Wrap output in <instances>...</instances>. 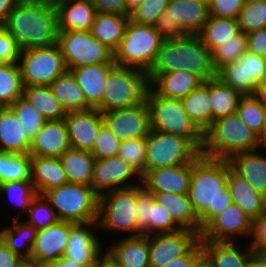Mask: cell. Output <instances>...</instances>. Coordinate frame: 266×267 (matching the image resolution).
Masks as SVG:
<instances>
[{"mask_svg": "<svg viewBox=\"0 0 266 267\" xmlns=\"http://www.w3.org/2000/svg\"><path fill=\"white\" fill-rule=\"evenodd\" d=\"M149 87L147 72L116 65L107 76L102 98V113L143 103Z\"/></svg>", "mask_w": 266, "mask_h": 267, "instance_id": "8", "label": "cell"}, {"mask_svg": "<svg viewBox=\"0 0 266 267\" xmlns=\"http://www.w3.org/2000/svg\"><path fill=\"white\" fill-rule=\"evenodd\" d=\"M3 28L20 50L53 46L59 32L56 6L45 0H20Z\"/></svg>", "mask_w": 266, "mask_h": 267, "instance_id": "2", "label": "cell"}, {"mask_svg": "<svg viewBox=\"0 0 266 267\" xmlns=\"http://www.w3.org/2000/svg\"><path fill=\"white\" fill-rule=\"evenodd\" d=\"M247 36L243 31L233 36L225 44L216 47L212 52V65L217 71L223 65L236 61L247 51Z\"/></svg>", "mask_w": 266, "mask_h": 267, "instance_id": "48", "label": "cell"}, {"mask_svg": "<svg viewBox=\"0 0 266 267\" xmlns=\"http://www.w3.org/2000/svg\"><path fill=\"white\" fill-rule=\"evenodd\" d=\"M228 188L230 189L233 203L239 206L244 214L255 220L266 207V197L257 192L241 175L232 167L228 160Z\"/></svg>", "mask_w": 266, "mask_h": 267, "instance_id": "27", "label": "cell"}, {"mask_svg": "<svg viewBox=\"0 0 266 267\" xmlns=\"http://www.w3.org/2000/svg\"><path fill=\"white\" fill-rule=\"evenodd\" d=\"M48 267H94V266H88V265H80L77 262L62 256L56 261H52L47 264Z\"/></svg>", "mask_w": 266, "mask_h": 267, "instance_id": "62", "label": "cell"}, {"mask_svg": "<svg viewBox=\"0 0 266 267\" xmlns=\"http://www.w3.org/2000/svg\"><path fill=\"white\" fill-rule=\"evenodd\" d=\"M10 226L0 229V237L8 248L25 261H30L32 246L34 244L37 230L25 221H20L18 215L11 220Z\"/></svg>", "mask_w": 266, "mask_h": 267, "instance_id": "37", "label": "cell"}, {"mask_svg": "<svg viewBox=\"0 0 266 267\" xmlns=\"http://www.w3.org/2000/svg\"><path fill=\"white\" fill-rule=\"evenodd\" d=\"M23 88L18 62L0 64V107L10 106L22 97Z\"/></svg>", "mask_w": 266, "mask_h": 267, "instance_id": "43", "label": "cell"}, {"mask_svg": "<svg viewBox=\"0 0 266 267\" xmlns=\"http://www.w3.org/2000/svg\"><path fill=\"white\" fill-rule=\"evenodd\" d=\"M136 215L138 236L169 233L181 229L171 218L167 209L157 203L153 194L142 184L137 185Z\"/></svg>", "mask_w": 266, "mask_h": 267, "instance_id": "18", "label": "cell"}, {"mask_svg": "<svg viewBox=\"0 0 266 267\" xmlns=\"http://www.w3.org/2000/svg\"><path fill=\"white\" fill-rule=\"evenodd\" d=\"M71 221H58L37 232L30 261L48 264L64 256L70 238Z\"/></svg>", "mask_w": 266, "mask_h": 267, "instance_id": "21", "label": "cell"}, {"mask_svg": "<svg viewBox=\"0 0 266 267\" xmlns=\"http://www.w3.org/2000/svg\"><path fill=\"white\" fill-rule=\"evenodd\" d=\"M249 246L254 253L266 249V207L264 211L252 221Z\"/></svg>", "mask_w": 266, "mask_h": 267, "instance_id": "56", "label": "cell"}, {"mask_svg": "<svg viewBox=\"0 0 266 267\" xmlns=\"http://www.w3.org/2000/svg\"><path fill=\"white\" fill-rule=\"evenodd\" d=\"M102 115L106 126L120 141L146 138L151 132L146 101L136 106L106 111Z\"/></svg>", "mask_w": 266, "mask_h": 267, "instance_id": "17", "label": "cell"}, {"mask_svg": "<svg viewBox=\"0 0 266 267\" xmlns=\"http://www.w3.org/2000/svg\"><path fill=\"white\" fill-rule=\"evenodd\" d=\"M20 0H0V27L6 23L8 15L17 6Z\"/></svg>", "mask_w": 266, "mask_h": 267, "instance_id": "61", "label": "cell"}, {"mask_svg": "<svg viewBox=\"0 0 266 267\" xmlns=\"http://www.w3.org/2000/svg\"><path fill=\"white\" fill-rule=\"evenodd\" d=\"M238 19L209 16L198 34L211 52L240 32Z\"/></svg>", "mask_w": 266, "mask_h": 267, "instance_id": "42", "label": "cell"}, {"mask_svg": "<svg viewBox=\"0 0 266 267\" xmlns=\"http://www.w3.org/2000/svg\"><path fill=\"white\" fill-rule=\"evenodd\" d=\"M258 139H259L261 149H263L262 147H264V149H265L266 148V110H265V115L263 118V125L261 128V132L258 135Z\"/></svg>", "mask_w": 266, "mask_h": 267, "instance_id": "65", "label": "cell"}, {"mask_svg": "<svg viewBox=\"0 0 266 267\" xmlns=\"http://www.w3.org/2000/svg\"><path fill=\"white\" fill-rule=\"evenodd\" d=\"M186 70L199 76L204 82L216 77L211 51L199 35H186L181 39L163 41L156 60L148 72L151 82L159 73Z\"/></svg>", "mask_w": 266, "mask_h": 267, "instance_id": "3", "label": "cell"}, {"mask_svg": "<svg viewBox=\"0 0 266 267\" xmlns=\"http://www.w3.org/2000/svg\"><path fill=\"white\" fill-rule=\"evenodd\" d=\"M20 48L12 35L0 27V64L18 62Z\"/></svg>", "mask_w": 266, "mask_h": 267, "instance_id": "55", "label": "cell"}, {"mask_svg": "<svg viewBox=\"0 0 266 267\" xmlns=\"http://www.w3.org/2000/svg\"><path fill=\"white\" fill-rule=\"evenodd\" d=\"M169 0H144L143 3L130 13L133 22L154 26L159 17L166 11Z\"/></svg>", "mask_w": 266, "mask_h": 267, "instance_id": "52", "label": "cell"}, {"mask_svg": "<svg viewBox=\"0 0 266 267\" xmlns=\"http://www.w3.org/2000/svg\"><path fill=\"white\" fill-rule=\"evenodd\" d=\"M255 254L261 259V261L266 267V249L256 251Z\"/></svg>", "mask_w": 266, "mask_h": 267, "instance_id": "69", "label": "cell"}, {"mask_svg": "<svg viewBox=\"0 0 266 267\" xmlns=\"http://www.w3.org/2000/svg\"><path fill=\"white\" fill-rule=\"evenodd\" d=\"M136 205L137 186L103 193L99 196L98 229L138 236Z\"/></svg>", "mask_w": 266, "mask_h": 267, "instance_id": "9", "label": "cell"}, {"mask_svg": "<svg viewBox=\"0 0 266 267\" xmlns=\"http://www.w3.org/2000/svg\"><path fill=\"white\" fill-rule=\"evenodd\" d=\"M201 152L186 138L153 131L146 137V167L148 171L168 166L192 163Z\"/></svg>", "mask_w": 266, "mask_h": 267, "instance_id": "11", "label": "cell"}, {"mask_svg": "<svg viewBox=\"0 0 266 267\" xmlns=\"http://www.w3.org/2000/svg\"><path fill=\"white\" fill-rule=\"evenodd\" d=\"M49 87L66 113L91 108L71 71L66 70Z\"/></svg>", "mask_w": 266, "mask_h": 267, "instance_id": "39", "label": "cell"}, {"mask_svg": "<svg viewBox=\"0 0 266 267\" xmlns=\"http://www.w3.org/2000/svg\"><path fill=\"white\" fill-rule=\"evenodd\" d=\"M210 96L212 105V123L218 118L236 113L244 95L224 84L220 79H210Z\"/></svg>", "mask_w": 266, "mask_h": 267, "instance_id": "41", "label": "cell"}, {"mask_svg": "<svg viewBox=\"0 0 266 267\" xmlns=\"http://www.w3.org/2000/svg\"><path fill=\"white\" fill-rule=\"evenodd\" d=\"M22 97L44 117L46 121L64 119L66 111L49 86H25Z\"/></svg>", "mask_w": 266, "mask_h": 267, "instance_id": "40", "label": "cell"}, {"mask_svg": "<svg viewBox=\"0 0 266 267\" xmlns=\"http://www.w3.org/2000/svg\"><path fill=\"white\" fill-rule=\"evenodd\" d=\"M191 181V163L148 171L142 185L149 192L187 194Z\"/></svg>", "mask_w": 266, "mask_h": 267, "instance_id": "23", "label": "cell"}, {"mask_svg": "<svg viewBox=\"0 0 266 267\" xmlns=\"http://www.w3.org/2000/svg\"><path fill=\"white\" fill-rule=\"evenodd\" d=\"M155 201L164 206L172 220L181 228L200 233L199 217L196 215L189 195L167 192H151Z\"/></svg>", "mask_w": 266, "mask_h": 267, "instance_id": "34", "label": "cell"}, {"mask_svg": "<svg viewBox=\"0 0 266 267\" xmlns=\"http://www.w3.org/2000/svg\"><path fill=\"white\" fill-rule=\"evenodd\" d=\"M60 160L69 182L91 186L95 157L90 151L70 148Z\"/></svg>", "mask_w": 266, "mask_h": 267, "instance_id": "38", "label": "cell"}, {"mask_svg": "<svg viewBox=\"0 0 266 267\" xmlns=\"http://www.w3.org/2000/svg\"><path fill=\"white\" fill-rule=\"evenodd\" d=\"M251 229L250 218L239 206L232 203L202 229L200 240L235 241V239L239 240L238 237L250 238Z\"/></svg>", "mask_w": 266, "mask_h": 267, "instance_id": "19", "label": "cell"}, {"mask_svg": "<svg viewBox=\"0 0 266 267\" xmlns=\"http://www.w3.org/2000/svg\"><path fill=\"white\" fill-rule=\"evenodd\" d=\"M265 110L266 107L264 106L262 99L257 94L244 95L239 102L237 113L244 124L259 135L263 125Z\"/></svg>", "mask_w": 266, "mask_h": 267, "instance_id": "49", "label": "cell"}, {"mask_svg": "<svg viewBox=\"0 0 266 267\" xmlns=\"http://www.w3.org/2000/svg\"><path fill=\"white\" fill-rule=\"evenodd\" d=\"M18 64L25 86H50L67 69L57 44L21 50Z\"/></svg>", "mask_w": 266, "mask_h": 267, "instance_id": "13", "label": "cell"}, {"mask_svg": "<svg viewBox=\"0 0 266 267\" xmlns=\"http://www.w3.org/2000/svg\"><path fill=\"white\" fill-rule=\"evenodd\" d=\"M203 83L204 81L199 76L183 70L174 73H159L150 82V87L160 96L182 99Z\"/></svg>", "mask_w": 266, "mask_h": 267, "instance_id": "31", "label": "cell"}, {"mask_svg": "<svg viewBox=\"0 0 266 267\" xmlns=\"http://www.w3.org/2000/svg\"><path fill=\"white\" fill-rule=\"evenodd\" d=\"M246 36L247 50L260 55L266 60V28L249 32Z\"/></svg>", "mask_w": 266, "mask_h": 267, "instance_id": "57", "label": "cell"}, {"mask_svg": "<svg viewBox=\"0 0 266 267\" xmlns=\"http://www.w3.org/2000/svg\"><path fill=\"white\" fill-rule=\"evenodd\" d=\"M261 149L258 135L249 129L239 114L233 113L215 120L204 133L201 155L230 160L238 153Z\"/></svg>", "mask_w": 266, "mask_h": 267, "instance_id": "4", "label": "cell"}, {"mask_svg": "<svg viewBox=\"0 0 266 267\" xmlns=\"http://www.w3.org/2000/svg\"><path fill=\"white\" fill-rule=\"evenodd\" d=\"M25 215H27V220L24 219V221L32 225L37 231L60 221L50 201L41 194L35 196Z\"/></svg>", "mask_w": 266, "mask_h": 267, "instance_id": "47", "label": "cell"}, {"mask_svg": "<svg viewBox=\"0 0 266 267\" xmlns=\"http://www.w3.org/2000/svg\"><path fill=\"white\" fill-rule=\"evenodd\" d=\"M71 148L64 119L45 121L31 142L29 154L39 157L60 158Z\"/></svg>", "mask_w": 266, "mask_h": 267, "instance_id": "24", "label": "cell"}, {"mask_svg": "<svg viewBox=\"0 0 266 267\" xmlns=\"http://www.w3.org/2000/svg\"><path fill=\"white\" fill-rule=\"evenodd\" d=\"M259 150L238 153L229 162L239 175L266 197V155Z\"/></svg>", "mask_w": 266, "mask_h": 267, "instance_id": "30", "label": "cell"}, {"mask_svg": "<svg viewBox=\"0 0 266 267\" xmlns=\"http://www.w3.org/2000/svg\"><path fill=\"white\" fill-rule=\"evenodd\" d=\"M31 142L26 138L22 123L9 107H0V151L28 154Z\"/></svg>", "mask_w": 266, "mask_h": 267, "instance_id": "33", "label": "cell"}, {"mask_svg": "<svg viewBox=\"0 0 266 267\" xmlns=\"http://www.w3.org/2000/svg\"><path fill=\"white\" fill-rule=\"evenodd\" d=\"M257 95L262 99L263 104L266 107V83L260 86Z\"/></svg>", "mask_w": 266, "mask_h": 267, "instance_id": "68", "label": "cell"}, {"mask_svg": "<svg viewBox=\"0 0 266 267\" xmlns=\"http://www.w3.org/2000/svg\"><path fill=\"white\" fill-rule=\"evenodd\" d=\"M58 31H90L97 13L90 0H67L56 6Z\"/></svg>", "mask_w": 266, "mask_h": 267, "instance_id": "29", "label": "cell"}, {"mask_svg": "<svg viewBox=\"0 0 266 267\" xmlns=\"http://www.w3.org/2000/svg\"><path fill=\"white\" fill-rule=\"evenodd\" d=\"M190 267H214L209 256L202 251L192 262Z\"/></svg>", "mask_w": 266, "mask_h": 267, "instance_id": "63", "label": "cell"}, {"mask_svg": "<svg viewBox=\"0 0 266 267\" xmlns=\"http://www.w3.org/2000/svg\"><path fill=\"white\" fill-rule=\"evenodd\" d=\"M188 195L199 217L201 233L214 217L233 203L228 188V160L209 158L200 154L191 163Z\"/></svg>", "mask_w": 266, "mask_h": 267, "instance_id": "1", "label": "cell"}, {"mask_svg": "<svg viewBox=\"0 0 266 267\" xmlns=\"http://www.w3.org/2000/svg\"><path fill=\"white\" fill-rule=\"evenodd\" d=\"M200 241L202 250L209 256L214 267H245L247 261L255 254L249 244L244 249V246L238 247L240 244L234 241Z\"/></svg>", "mask_w": 266, "mask_h": 267, "instance_id": "32", "label": "cell"}, {"mask_svg": "<svg viewBox=\"0 0 266 267\" xmlns=\"http://www.w3.org/2000/svg\"><path fill=\"white\" fill-rule=\"evenodd\" d=\"M30 172L34 188L41 195L69 182L60 158L30 155Z\"/></svg>", "mask_w": 266, "mask_h": 267, "instance_id": "28", "label": "cell"}, {"mask_svg": "<svg viewBox=\"0 0 266 267\" xmlns=\"http://www.w3.org/2000/svg\"><path fill=\"white\" fill-rule=\"evenodd\" d=\"M180 100L190 119L205 133L212 124L210 79Z\"/></svg>", "mask_w": 266, "mask_h": 267, "instance_id": "35", "label": "cell"}, {"mask_svg": "<svg viewBox=\"0 0 266 267\" xmlns=\"http://www.w3.org/2000/svg\"><path fill=\"white\" fill-rule=\"evenodd\" d=\"M163 40L152 25L133 22L129 19L124 37L114 51L117 66L132 67L149 72Z\"/></svg>", "mask_w": 266, "mask_h": 267, "instance_id": "6", "label": "cell"}, {"mask_svg": "<svg viewBox=\"0 0 266 267\" xmlns=\"http://www.w3.org/2000/svg\"><path fill=\"white\" fill-rule=\"evenodd\" d=\"M104 253L119 267H150L147 235L115 239Z\"/></svg>", "mask_w": 266, "mask_h": 267, "instance_id": "25", "label": "cell"}, {"mask_svg": "<svg viewBox=\"0 0 266 267\" xmlns=\"http://www.w3.org/2000/svg\"><path fill=\"white\" fill-rule=\"evenodd\" d=\"M94 267H119V266L105 253H103L96 261Z\"/></svg>", "mask_w": 266, "mask_h": 267, "instance_id": "64", "label": "cell"}, {"mask_svg": "<svg viewBox=\"0 0 266 267\" xmlns=\"http://www.w3.org/2000/svg\"><path fill=\"white\" fill-rule=\"evenodd\" d=\"M97 230H99L97 222L75 223L71 227L64 256L80 265L95 266L98 258L104 253L103 240L95 234Z\"/></svg>", "mask_w": 266, "mask_h": 267, "instance_id": "20", "label": "cell"}, {"mask_svg": "<svg viewBox=\"0 0 266 267\" xmlns=\"http://www.w3.org/2000/svg\"><path fill=\"white\" fill-rule=\"evenodd\" d=\"M97 12L127 16L126 0H90Z\"/></svg>", "mask_w": 266, "mask_h": 267, "instance_id": "58", "label": "cell"}, {"mask_svg": "<svg viewBox=\"0 0 266 267\" xmlns=\"http://www.w3.org/2000/svg\"><path fill=\"white\" fill-rule=\"evenodd\" d=\"M245 2H251V1H256V0H244Z\"/></svg>", "mask_w": 266, "mask_h": 267, "instance_id": "73", "label": "cell"}, {"mask_svg": "<svg viewBox=\"0 0 266 267\" xmlns=\"http://www.w3.org/2000/svg\"><path fill=\"white\" fill-rule=\"evenodd\" d=\"M25 260L12 252L0 237V267H22Z\"/></svg>", "mask_w": 266, "mask_h": 267, "instance_id": "59", "label": "cell"}, {"mask_svg": "<svg viewBox=\"0 0 266 267\" xmlns=\"http://www.w3.org/2000/svg\"><path fill=\"white\" fill-rule=\"evenodd\" d=\"M129 16L97 12L90 33L113 52L124 37Z\"/></svg>", "mask_w": 266, "mask_h": 267, "instance_id": "36", "label": "cell"}, {"mask_svg": "<svg viewBox=\"0 0 266 267\" xmlns=\"http://www.w3.org/2000/svg\"><path fill=\"white\" fill-rule=\"evenodd\" d=\"M45 1L51 3V4L54 5V6H57L58 4H60V3H62V2H65V1H67V0H45Z\"/></svg>", "mask_w": 266, "mask_h": 267, "instance_id": "71", "label": "cell"}, {"mask_svg": "<svg viewBox=\"0 0 266 267\" xmlns=\"http://www.w3.org/2000/svg\"><path fill=\"white\" fill-rule=\"evenodd\" d=\"M117 156L124 159L143 177L146 167V138L121 141Z\"/></svg>", "mask_w": 266, "mask_h": 267, "instance_id": "51", "label": "cell"}, {"mask_svg": "<svg viewBox=\"0 0 266 267\" xmlns=\"http://www.w3.org/2000/svg\"><path fill=\"white\" fill-rule=\"evenodd\" d=\"M0 194L9 198L12 204L21 208L20 214L27 213L32 200L38 194L31 180L13 181L0 184Z\"/></svg>", "mask_w": 266, "mask_h": 267, "instance_id": "46", "label": "cell"}, {"mask_svg": "<svg viewBox=\"0 0 266 267\" xmlns=\"http://www.w3.org/2000/svg\"><path fill=\"white\" fill-rule=\"evenodd\" d=\"M31 180L30 154L0 151V184Z\"/></svg>", "mask_w": 266, "mask_h": 267, "instance_id": "44", "label": "cell"}, {"mask_svg": "<svg viewBox=\"0 0 266 267\" xmlns=\"http://www.w3.org/2000/svg\"><path fill=\"white\" fill-rule=\"evenodd\" d=\"M64 122L71 148L91 151L104 119L98 109L90 108L67 112Z\"/></svg>", "mask_w": 266, "mask_h": 267, "instance_id": "22", "label": "cell"}, {"mask_svg": "<svg viewBox=\"0 0 266 267\" xmlns=\"http://www.w3.org/2000/svg\"><path fill=\"white\" fill-rule=\"evenodd\" d=\"M57 45L67 70L99 63H115L114 52L90 31L58 32Z\"/></svg>", "mask_w": 266, "mask_h": 267, "instance_id": "12", "label": "cell"}, {"mask_svg": "<svg viewBox=\"0 0 266 267\" xmlns=\"http://www.w3.org/2000/svg\"><path fill=\"white\" fill-rule=\"evenodd\" d=\"M133 179H136V183ZM140 184H142L141 175L121 157L95 159L91 186L99 196L111 190Z\"/></svg>", "mask_w": 266, "mask_h": 267, "instance_id": "15", "label": "cell"}, {"mask_svg": "<svg viewBox=\"0 0 266 267\" xmlns=\"http://www.w3.org/2000/svg\"><path fill=\"white\" fill-rule=\"evenodd\" d=\"M22 123L26 138L32 142L45 123L44 117L23 97L18 98L9 106Z\"/></svg>", "mask_w": 266, "mask_h": 267, "instance_id": "45", "label": "cell"}, {"mask_svg": "<svg viewBox=\"0 0 266 267\" xmlns=\"http://www.w3.org/2000/svg\"><path fill=\"white\" fill-rule=\"evenodd\" d=\"M144 0H126L127 4V16H130V13L138 8Z\"/></svg>", "mask_w": 266, "mask_h": 267, "instance_id": "67", "label": "cell"}, {"mask_svg": "<svg viewBox=\"0 0 266 267\" xmlns=\"http://www.w3.org/2000/svg\"><path fill=\"white\" fill-rule=\"evenodd\" d=\"M115 66V63H99L70 70L85 95L86 103L101 113L107 76Z\"/></svg>", "mask_w": 266, "mask_h": 267, "instance_id": "26", "label": "cell"}, {"mask_svg": "<svg viewBox=\"0 0 266 267\" xmlns=\"http://www.w3.org/2000/svg\"><path fill=\"white\" fill-rule=\"evenodd\" d=\"M202 251V244L201 241H199L185 256L176 258L160 267H190L191 262Z\"/></svg>", "mask_w": 266, "mask_h": 267, "instance_id": "60", "label": "cell"}, {"mask_svg": "<svg viewBox=\"0 0 266 267\" xmlns=\"http://www.w3.org/2000/svg\"><path fill=\"white\" fill-rule=\"evenodd\" d=\"M238 22L240 30L245 34L266 28V0L245 2Z\"/></svg>", "mask_w": 266, "mask_h": 267, "instance_id": "50", "label": "cell"}, {"mask_svg": "<svg viewBox=\"0 0 266 267\" xmlns=\"http://www.w3.org/2000/svg\"><path fill=\"white\" fill-rule=\"evenodd\" d=\"M198 1L205 2L208 4L210 0H198Z\"/></svg>", "mask_w": 266, "mask_h": 267, "instance_id": "72", "label": "cell"}, {"mask_svg": "<svg viewBox=\"0 0 266 267\" xmlns=\"http://www.w3.org/2000/svg\"><path fill=\"white\" fill-rule=\"evenodd\" d=\"M145 101L150 113L151 130L182 136L201 152L204 133L185 112L180 99L160 96L149 87Z\"/></svg>", "mask_w": 266, "mask_h": 267, "instance_id": "5", "label": "cell"}, {"mask_svg": "<svg viewBox=\"0 0 266 267\" xmlns=\"http://www.w3.org/2000/svg\"><path fill=\"white\" fill-rule=\"evenodd\" d=\"M121 141L109 130L104 123L96 137L93 149L90 151L95 159L117 156Z\"/></svg>", "mask_w": 266, "mask_h": 267, "instance_id": "53", "label": "cell"}, {"mask_svg": "<svg viewBox=\"0 0 266 267\" xmlns=\"http://www.w3.org/2000/svg\"><path fill=\"white\" fill-rule=\"evenodd\" d=\"M22 267H48L47 264H37L31 261H25Z\"/></svg>", "mask_w": 266, "mask_h": 267, "instance_id": "70", "label": "cell"}, {"mask_svg": "<svg viewBox=\"0 0 266 267\" xmlns=\"http://www.w3.org/2000/svg\"><path fill=\"white\" fill-rule=\"evenodd\" d=\"M148 241L150 267H160L185 256L200 241V233L179 229L174 232L149 235Z\"/></svg>", "mask_w": 266, "mask_h": 267, "instance_id": "16", "label": "cell"}, {"mask_svg": "<svg viewBox=\"0 0 266 267\" xmlns=\"http://www.w3.org/2000/svg\"><path fill=\"white\" fill-rule=\"evenodd\" d=\"M244 4V0H210L209 16L238 19Z\"/></svg>", "mask_w": 266, "mask_h": 267, "instance_id": "54", "label": "cell"}, {"mask_svg": "<svg viewBox=\"0 0 266 267\" xmlns=\"http://www.w3.org/2000/svg\"><path fill=\"white\" fill-rule=\"evenodd\" d=\"M245 267H265L261 259L254 254L246 263Z\"/></svg>", "mask_w": 266, "mask_h": 267, "instance_id": "66", "label": "cell"}, {"mask_svg": "<svg viewBox=\"0 0 266 267\" xmlns=\"http://www.w3.org/2000/svg\"><path fill=\"white\" fill-rule=\"evenodd\" d=\"M59 220L74 223H90L98 220L99 195L92 186L67 182L47 191Z\"/></svg>", "mask_w": 266, "mask_h": 267, "instance_id": "7", "label": "cell"}, {"mask_svg": "<svg viewBox=\"0 0 266 267\" xmlns=\"http://www.w3.org/2000/svg\"><path fill=\"white\" fill-rule=\"evenodd\" d=\"M216 77L243 95H256L266 83V60L248 50L216 71Z\"/></svg>", "mask_w": 266, "mask_h": 267, "instance_id": "14", "label": "cell"}, {"mask_svg": "<svg viewBox=\"0 0 266 267\" xmlns=\"http://www.w3.org/2000/svg\"><path fill=\"white\" fill-rule=\"evenodd\" d=\"M209 17L208 4L198 0H169L154 25L163 41L198 35Z\"/></svg>", "mask_w": 266, "mask_h": 267, "instance_id": "10", "label": "cell"}]
</instances>
